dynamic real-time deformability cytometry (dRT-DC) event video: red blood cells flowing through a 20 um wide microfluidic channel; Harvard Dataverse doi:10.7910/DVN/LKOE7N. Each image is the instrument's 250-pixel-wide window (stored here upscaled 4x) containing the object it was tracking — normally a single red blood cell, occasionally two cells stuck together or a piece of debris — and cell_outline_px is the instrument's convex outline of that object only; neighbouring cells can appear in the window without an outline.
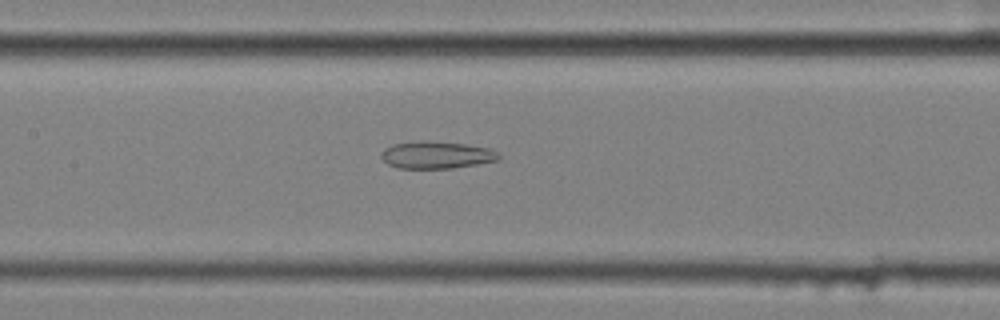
{"species": "common noctule bat (a hibernating species)", "species_latin": "Nyctalus noctula", "temperature_condition": "cold", "stored_images_in_passage": 39, "camera_frame_rate_fps": 3000, "um_per_image_px": 0.085, "animal": {"sex": "female", "body_mass_g": 25.1}, "frame": {"image": 1, "passage_image": 20, "time_ms": 6.333, "image_size_px": [1000, 320], "cell_outline_px": [[500, 160], [452, 168], [400, 168], [388, 164], [380, 156], [380, 152], [384, 148], [392, 144], [424, 140], [464, 144], [488, 148], [496, 152], [500, 156]], "centroid_in_image_um": [37.07, 13.17], "position_along_channel_um": 170.3, "area_um2": 18.55}}
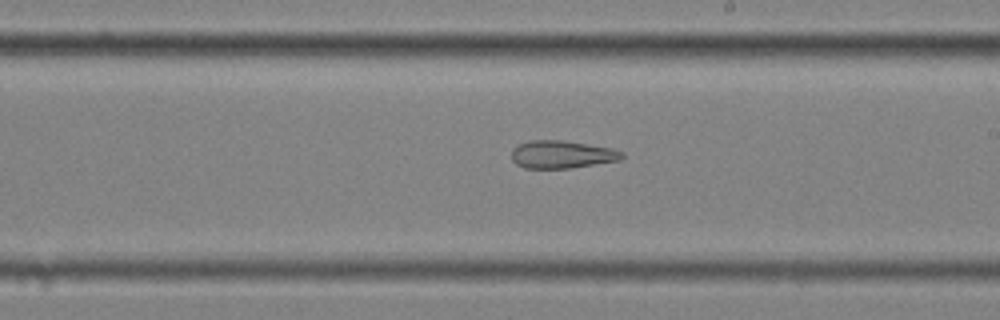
{"frame": {"image": 2, "passage_image": 26, "time_ms": 8.333, "image_size_px": [1000, 320], "cell_outline_px": [[624, 156], [620, 160], [572, 168], [524, 168], [516, 164], [512, 160], [512, 148], [528, 140], [560, 140], [612, 148], [624, 152]], "centroid_in_image_um": [47.75, 13.13], "position_along_channel_um": 241.2, "area_um2": 17.86}}
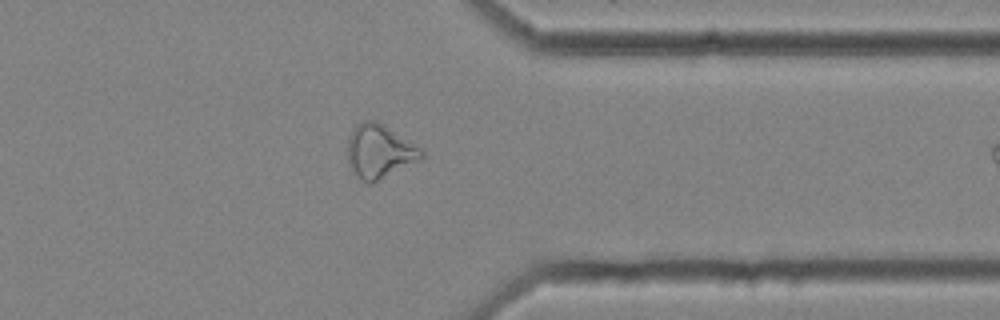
{"frame": {"image": 3, "passage_image": 38, "time_ms": 12.333, "image_size_px": [1000, 320], "cell_outline_px": [[424, 156], [420, 160], [368, 184], [352, 168], [348, 160], [348, 136], [352, 128], [364, 120], [376, 120], [384, 124], [420, 148], [424, 152]], "centroid_in_image_um": [32.25, 12.81], "position_along_channel_um": 379.1, "area_um2": 22.54}}